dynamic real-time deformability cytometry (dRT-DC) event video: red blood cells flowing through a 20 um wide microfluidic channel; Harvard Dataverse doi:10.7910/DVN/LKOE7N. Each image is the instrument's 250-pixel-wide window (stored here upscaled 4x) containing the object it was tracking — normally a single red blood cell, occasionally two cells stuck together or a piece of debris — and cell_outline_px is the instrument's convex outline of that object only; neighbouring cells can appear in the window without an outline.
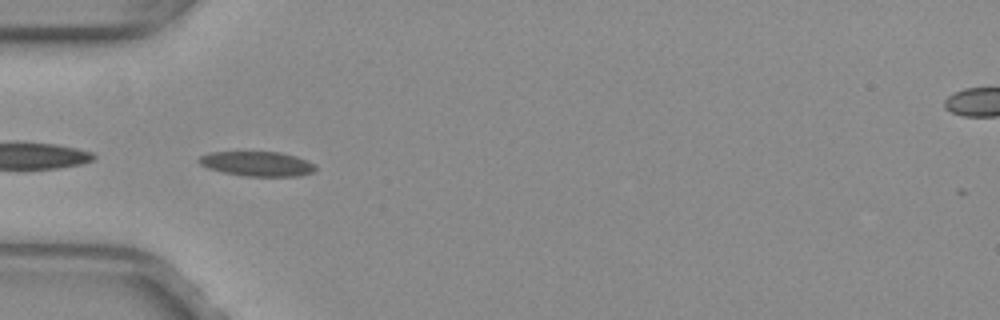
{"species": "common noctule bat (a hibernating species)", "species_latin": "Nyctalus noctula", "temperature_condition": "warm", "stored_images_in_passage": 29, "camera_frame_rate_fps": 3000, "um_per_image_px": 0.085, "animal": {"sex": "female", "body_mass_g": 29.2, "forearm_length_mm": 56.3}, "frame": {"image": 1, "passage_image": 1, "time_ms": 0.0, "image_size_px": [1000, 320], "cell_outline_px": [[316, 168], [312, 172], [300, 176], [244, 176], [224, 172], [208, 168], [200, 164], [196, 160], [200, 156], [212, 152], [280, 152], [296, 156], [316, 164]], "centroid_in_image_um": [21.87, 13.92], "position_along_channel_um": 63.1, "area_um2": 16.76}}
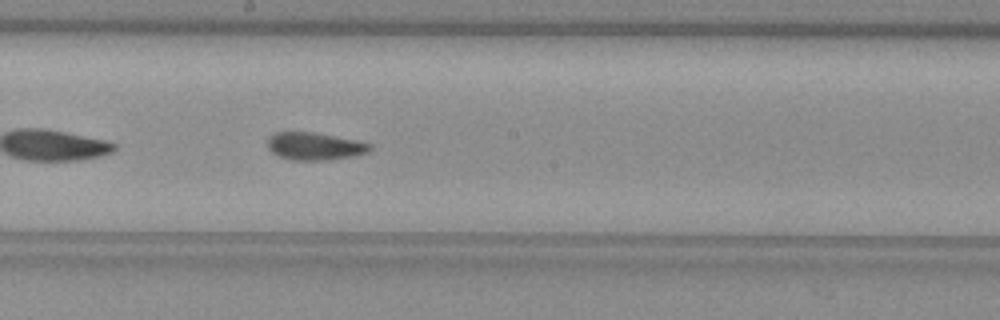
{"frame": {"image": 2, "passage_image": 13, "time_ms": 4.0, "image_size_px": [1000, 320], "cell_outline_px": [[372, 148], [368, 152], [356, 156], [328, 160], [292, 160], [280, 156], [272, 152], [268, 148], [268, 140], [276, 132], [312, 132], [356, 140], [372, 144]], "centroid_in_image_um": [26.79, 12.44], "position_along_channel_um": 221.4, "area_um2": 16.36}, "authors_computed_cell_mechanics": {"area_um2": 16.762, "velocity_mm_per_s": 4.0093, "shape_relaxation_time_tau1_ms": null, "shape_relaxation_time_tau2_ms": 1.5433, "deformation_change_tau1": null, "deformation_change_tau2": 0.0697}}